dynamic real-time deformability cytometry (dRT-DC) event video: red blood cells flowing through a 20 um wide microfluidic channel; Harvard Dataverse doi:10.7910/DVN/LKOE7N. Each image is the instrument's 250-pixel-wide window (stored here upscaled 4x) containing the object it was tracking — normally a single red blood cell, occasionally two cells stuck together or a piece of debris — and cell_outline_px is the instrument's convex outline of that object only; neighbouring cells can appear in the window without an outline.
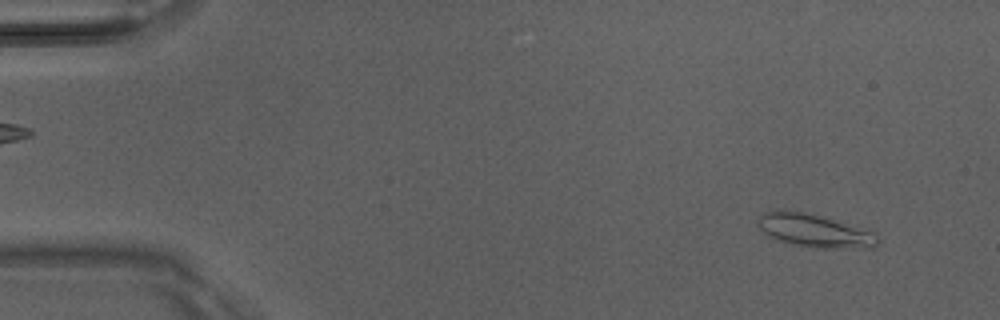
{"species": "Egyptian fruit bat (a non-hibernating species)", "species_latin": "Rousettus aegyptiacus", "temperature_condition": "room temperature", "stored_images_in_passage": 6, "camera_frame_rate_fps": 3000, "um_per_image_px": 0.085, "animal": {"sex": "male"}, "frame": {"image": 1, "passage_image": 1, "time_ms": 0.0, "image_size_px": [1000, 320], "cell_outline_px": [[880, 240], [876, 248], [812, 248], [784, 244], [768, 236], [756, 224], [756, 220], [764, 212], [776, 208], [804, 212], [872, 228], [876, 232]], "centroid_in_image_um": [69.29, 19.61], "position_along_channel_um": 15.7, "area_um2": 24.45}}
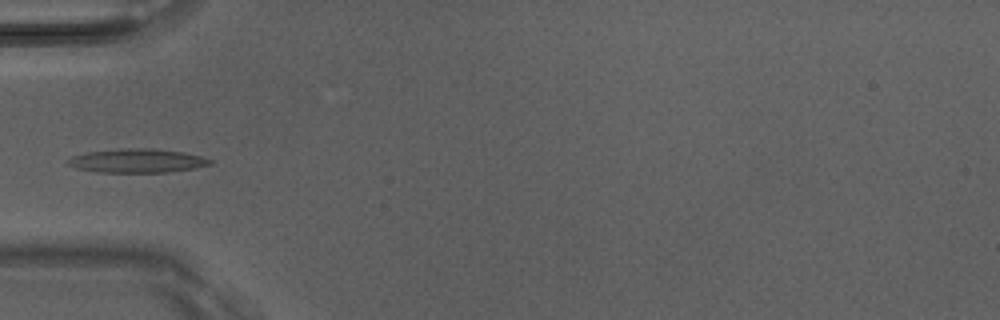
{"frame": {"image": 2, "passage_image": 4, "time_ms": 1.0, "image_size_px": [1000, 320], "cell_outline_px": [[212, 164], [196, 168], [168, 172], [96, 172], [76, 168], [68, 164], [68, 160], [72, 156], [88, 152], [128, 148], [152, 148], [184, 152], [200, 156], [212, 160]], "centroid_in_image_um": [11.69, 13.66], "position_along_channel_um": 73.3, "area_um2": 19.65}}